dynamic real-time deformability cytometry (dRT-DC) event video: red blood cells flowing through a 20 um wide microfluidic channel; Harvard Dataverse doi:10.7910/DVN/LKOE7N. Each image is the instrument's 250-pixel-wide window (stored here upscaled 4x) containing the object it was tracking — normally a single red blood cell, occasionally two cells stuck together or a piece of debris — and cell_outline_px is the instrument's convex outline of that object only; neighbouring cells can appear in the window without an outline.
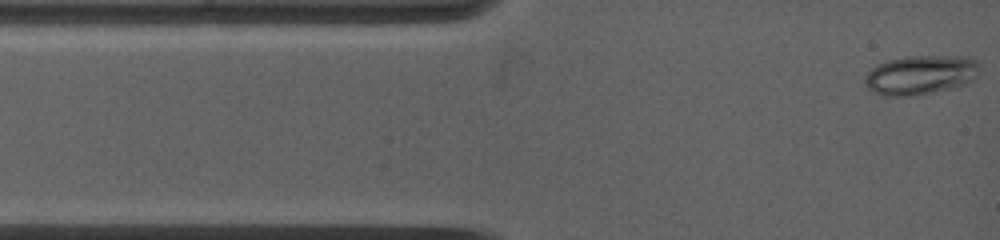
{"species": "common noctule bat (a hibernating species)", "species_latin": "Nyctalus noctula", "temperature_condition": "warm", "stored_images_in_passage": 6, "camera_frame_rate_fps": 5000, "um_per_image_px": 0.085, "animal": {"sex": "female", "body_mass_g": 19.0, "forearm_length_mm": 53.3}, "frame": {"image": 1, "passage_image": 1, "time_ms": 0.0, "image_size_px": [1000, 240], "cell_outline_px": [[980, 64], [976, 76], [972, 80], [964, 84], [952, 88], [912, 96], [880, 96], [868, 88], [864, 84], [864, 76], [872, 68], [888, 60], [908, 56], [968, 56], [976, 60]], "centroid_in_image_um": [78.24, 6.37], "position_along_channel_um": 6.8, "area_um2": 26.36}}
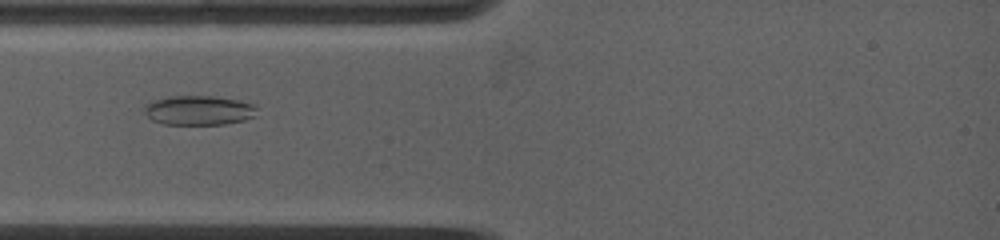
{"frame": {"image": 2, "passage_image": 5, "time_ms": 2.8, "image_size_px": [1000, 240], "cell_outline_px": [[256, 116], [244, 120], [224, 124], [160, 124], [152, 120], [144, 112], [144, 104], [168, 96], [212, 96], [236, 100], [252, 104], [256, 108]], "centroid_in_image_um": [16.86, 9.38], "position_along_channel_um": 68.1, "area_um2": 19.25}}